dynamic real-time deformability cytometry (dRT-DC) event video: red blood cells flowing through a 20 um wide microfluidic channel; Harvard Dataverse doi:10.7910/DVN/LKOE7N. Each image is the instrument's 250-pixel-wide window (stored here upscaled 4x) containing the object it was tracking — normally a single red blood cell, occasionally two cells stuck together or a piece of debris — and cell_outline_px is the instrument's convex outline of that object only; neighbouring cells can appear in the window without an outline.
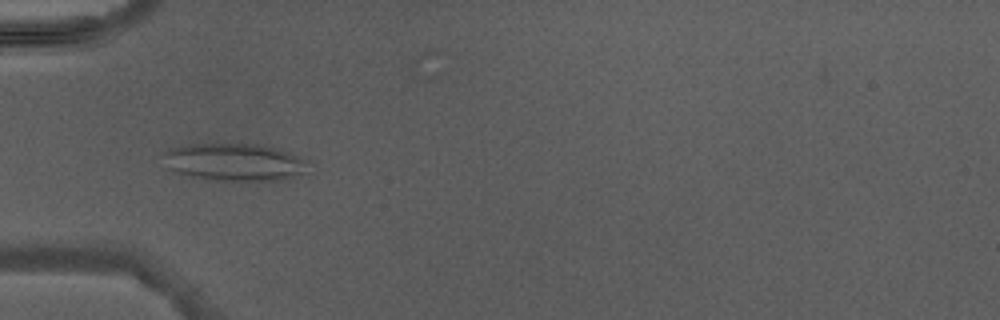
{"species": "Egyptian fruit bat (a non-hibernating species)", "species_latin": "Rousettus aegyptiacus", "temperature_condition": "warm", "stored_images_in_passage": 3, "camera_frame_rate_fps": 3000, "um_per_image_px": 0.085, "animal": {"sex": "male"}, "frame": {"image": 1, "passage_image": 3, "time_ms": 3.333, "image_size_px": [1000, 320], "cell_outline_px": [[308, 172], [284, 180], [204, 180], [168, 168], [164, 152], [168, 148], [192, 144], [260, 144], [276, 148], [300, 156], [308, 160]], "centroid_in_image_um": [20.0, 13.78], "position_along_channel_um": 65.0, "area_um2": 31.67}}